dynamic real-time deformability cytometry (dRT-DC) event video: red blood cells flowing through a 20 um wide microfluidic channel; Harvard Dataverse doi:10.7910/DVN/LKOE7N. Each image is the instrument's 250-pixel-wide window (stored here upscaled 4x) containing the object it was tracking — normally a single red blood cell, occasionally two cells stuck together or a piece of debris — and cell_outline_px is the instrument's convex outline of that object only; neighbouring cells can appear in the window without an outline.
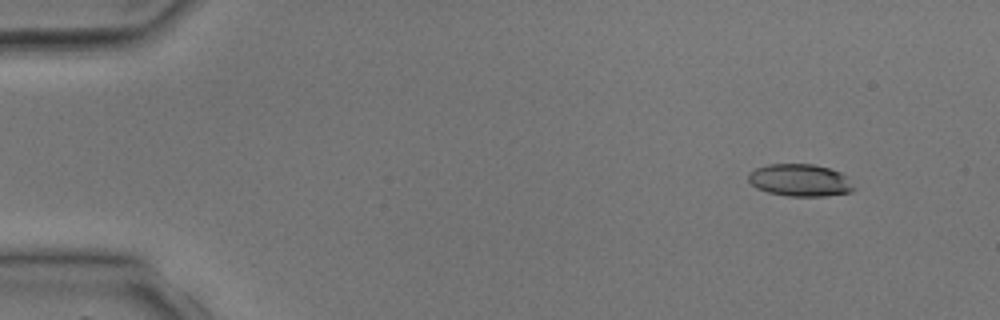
{"species": "common noctule bat (a hibernating species)", "species_latin": "Nyctalus noctula", "temperature_condition": "room temperature", "stored_images_in_passage": 4, "camera_frame_rate_fps": 3000, "um_per_image_px": 0.085, "animal": {"sex": "male", "body_mass_g": 17.9, "forearm_length_mm": 54.2}, "frame": {"image": 1, "passage_image": 1, "time_ms": 0.0, "image_size_px": [1000, 320], "cell_outline_px": [[856, 188], [852, 192], [824, 196], [788, 196], [768, 192], [756, 188], [748, 180], [748, 172], [756, 168], [768, 164], [812, 164], [828, 168], [840, 172], [848, 176]], "centroid_in_image_um": [68.02, 15.32], "position_along_channel_um": 17.0, "area_um2": 20.0}}
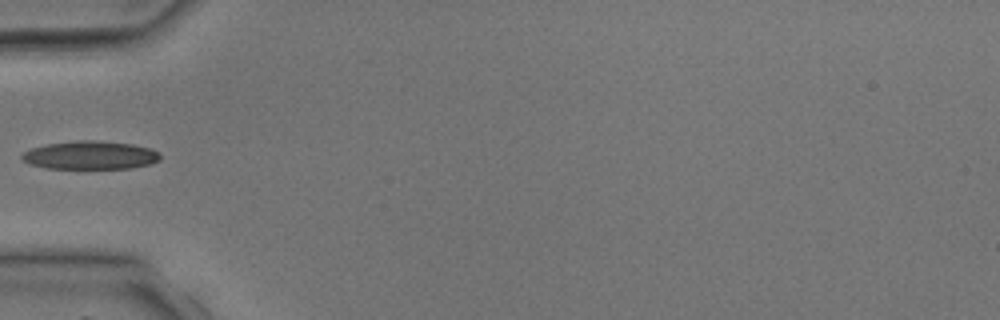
{"frame": {"image": 2, "passage_image": 4, "time_ms": 3.333, "image_size_px": [1000, 320], "cell_outline_px": [[160, 160], [148, 164], [132, 168], [44, 168], [32, 164], [24, 160], [20, 156], [24, 152], [32, 148], [48, 144], [76, 140], [96, 140], [132, 144], [152, 148], [160, 152]], "centroid_in_image_um": [7.71, 13.18], "position_along_channel_um": 77.3, "area_um2": 22.72}}